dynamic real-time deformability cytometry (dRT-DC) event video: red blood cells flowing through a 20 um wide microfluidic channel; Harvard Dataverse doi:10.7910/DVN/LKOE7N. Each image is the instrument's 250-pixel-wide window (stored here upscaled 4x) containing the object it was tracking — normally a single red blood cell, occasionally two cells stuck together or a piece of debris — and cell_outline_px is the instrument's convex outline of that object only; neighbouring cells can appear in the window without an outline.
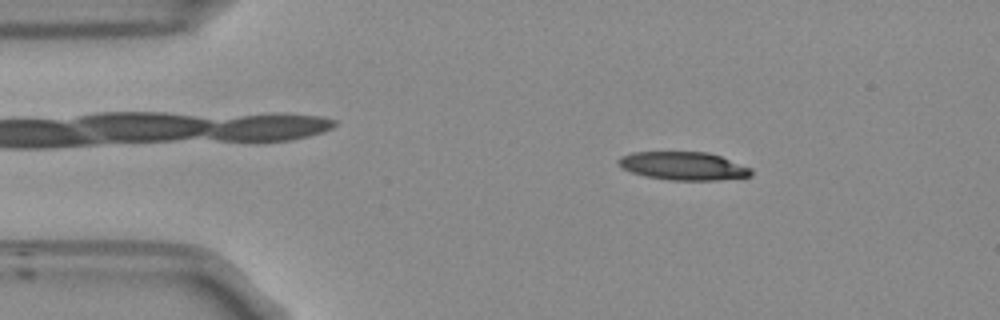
{"species": "Egyptian fruit bat (a non-hibernating species)", "species_latin": "Rousettus aegyptiacus", "temperature_condition": "room temperature", "stored_images_in_passage": 53, "camera_frame_rate_fps": 3000, "um_per_image_px": 0.085, "frame": {"image": 1, "passage_image": 8, "time_ms": 2.333, "image_size_px": [1000, 320], "cell_outline_px": [[752, 176], [716, 180], [672, 180], [648, 176], [632, 172], [624, 168], [616, 160], [620, 156], [632, 152], [708, 152], [720, 156], [752, 168]], "centroid_in_image_um": [58.11, 14.1], "position_along_channel_um": 26.9, "area_um2": 21.62}}
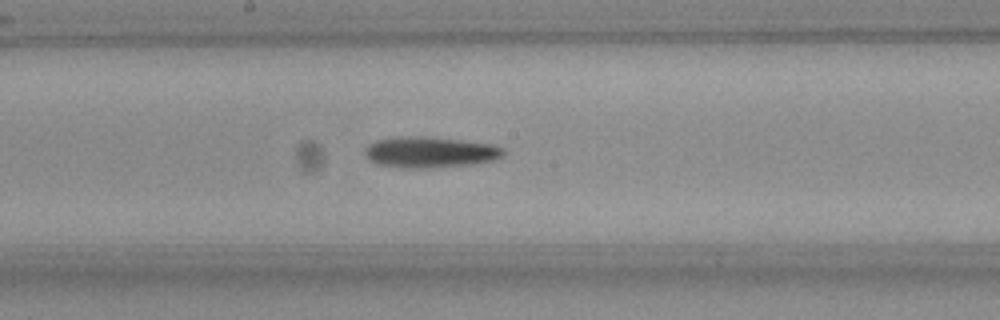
{"frame": {"image": 2, "passage_image": 27, "time_ms": 8.667, "image_size_px": [1000, 320], "cell_outline_px": [[504, 156], [496, 160], [472, 164], [424, 168], [404, 168], [376, 164], [364, 156], [364, 152], [368, 144], [376, 140], [396, 136], [420, 136], [492, 144], [504, 148]], "centroid_in_image_um": [36.52, 12.94], "position_along_channel_um": 211.7, "area_um2": 25.03}}
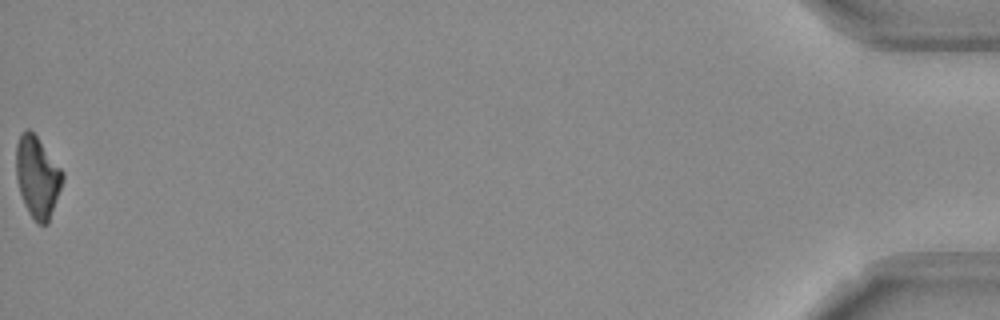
{"frame": {"image": 3, "passage_image": 53, "time_ms": 17.333, "image_size_px": [1000, 320], "cell_outline_px": [[64, 180], [48, 224], [36, 224], [28, 212], [24, 204], [20, 192], [16, 176], [16, 144], [20, 132], [28, 128], [36, 136], [64, 172]], "centroid_in_image_um": [3.18, 15.05], "position_along_channel_um": 432.0, "area_um2": 22.14}, "authors_computed_cell_mechanics": {"area_um2": 22.7732, "velocity_mm_per_s": 3.772, "shape_relaxation_time_tau1_ms": 9.0572, "shape_relaxation_time_tau2_ms": null, "deformation_change_tau1": 0.2279, "deformation_change_tau2": null}}